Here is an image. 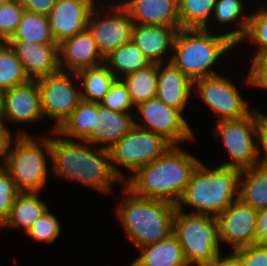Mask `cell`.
I'll return each mask as SVG.
<instances>
[{
	"label": "cell",
	"mask_w": 267,
	"mask_h": 266,
	"mask_svg": "<svg viewBox=\"0 0 267 266\" xmlns=\"http://www.w3.org/2000/svg\"><path fill=\"white\" fill-rule=\"evenodd\" d=\"M19 193L9 172L4 167L0 168V228L7 221Z\"/></svg>",
	"instance_id": "obj_38"
},
{
	"label": "cell",
	"mask_w": 267,
	"mask_h": 266,
	"mask_svg": "<svg viewBox=\"0 0 267 266\" xmlns=\"http://www.w3.org/2000/svg\"><path fill=\"white\" fill-rule=\"evenodd\" d=\"M122 188V199L115 206V214L137 249L162 241L173 233L176 205L139 197L124 184Z\"/></svg>",
	"instance_id": "obj_4"
},
{
	"label": "cell",
	"mask_w": 267,
	"mask_h": 266,
	"mask_svg": "<svg viewBox=\"0 0 267 266\" xmlns=\"http://www.w3.org/2000/svg\"><path fill=\"white\" fill-rule=\"evenodd\" d=\"M40 192H20L15 198L7 221L0 228H16L26 233L34 222L48 210L47 203L39 198Z\"/></svg>",
	"instance_id": "obj_23"
},
{
	"label": "cell",
	"mask_w": 267,
	"mask_h": 266,
	"mask_svg": "<svg viewBox=\"0 0 267 266\" xmlns=\"http://www.w3.org/2000/svg\"><path fill=\"white\" fill-rule=\"evenodd\" d=\"M215 3L216 0H178L180 28L208 29Z\"/></svg>",
	"instance_id": "obj_32"
},
{
	"label": "cell",
	"mask_w": 267,
	"mask_h": 266,
	"mask_svg": "<svg viewBox=\"0 0 267 266\" xmlns=\"http://www.w3.org/2000/svg\"><path fill=\"white\" fill-rule=\"evenodd\" d=\"M100 104L115 112L130 113L131 111L132 113V111H135V106L131 101L128 88L121 79L115 81Z\"/></svg>",
	"instance_id": "obj_37"
},
{
	"label": "cell",
	"mask_w": 267,
	"mask_h": 266,
	"mask_svg": "<svg viewBox=\"0 0 267 266\" xmlns=\"http://www.w3.org/2000/svg\"><path fill=\"white\" fill-rule=\"evenodd\" d=\"M138 249L140 255L135 259L142 266H189L180 242L173 233L162 241Z\"/></svg>",
	"instance_id": "obj_24"
},
{
	"label": "cell",
	"mask_w": 267,
	"mask_h": 266,
	"mask_svg": "<svg viewBox=\"0 0 267 266\" xmlns=\"http://www.w3.org/2000/svg\"><path fill=\"white\" fill-rule=\"evenodd\" d=\"M104 64L117 79H122L125 75L143 69L152 63L131 39L107 55Z\"/></svg>",
	"instance_id": "obj_27"
},
{
	"label": "cell",
	"mask_w": 267,
	"mask_h": 266,
	"mask_svg": "<svg viewBox=\"0 0 267 266\" xmlns=\"http://www.w3.org/2000/svg\"><path fill=\"white\" fill-rule=\"evenodd\" d=\"M104 2L108 3L103 0L94 6L88 19L87 29L96 42L101 55L105 58L112 51L131 40L134 23L128 11L119 2L114 3L113 1L108 8Z\"/></svg>",
	"instance_id": "obj_12"
},
{
	"label": "cell",
	"mask_w": 267,
	"mask_h": 266,
	"mask_svg": "<svg viewBox=\"0 0 267 266\" xmlns=\"http://www.w3.org/2000/svg\"><path fill=\"white\" fill-rule=\"evenodd\" d=\"M244 177V178H243ZM239 199L255 210L267 208V167L257 164L241 171Z\"/></svg>",
	"instance_id": "obj_25"
},
{
	"label": "cell",
	"mask_w": 267,
	"mask_h": 266,
	"mask_svg": "<svg viewBox=\"0 0 267 266\" xmlns=\"http://www.w3.org/2000/svg\"><path fill=\"white\" fill-rule=\"evenodd\" d=\"M200 162L181 145H172L157 160L127 177L124 185L139 197L176 205Z\"/></svg>",
	"instance_id": "obj_2"
},
{
	"label": "cell",
	"mask_w": 267,
	"mask_h": 266,
	"mask_svg": "<svg viewBox=\"0 0 267 266\" xmlns=\"http://www.w3.org/2000/svg\"><path fill=\"white\" fill-rule=\"evenodd\" d=\"M193 92L212 110L215 122L240 119L254 110L242 98L235 82L220 74L194 81Z\"/></svg>",
	"instance_id": "obj_11"
},
{
	"label": "cell",
	"mask_w": 267,
	"mask_h": 266,
	"mask_svg": "<svg viewBox=\"0 0 267 266\" xmlns=\"http://www.w3.org/2000/svg\"><path fill=\"white\" fill-rule=\"evenodd\" d=\"M77 81L76 72L62 70L37 79L43 117L55 122L52 131H57L62 126L81 101Z\"/></svg>",
	"instance_id": "obj_10"
},
{
	"label": "cell",
	"mask_w": 267,
	"mask_h": 266,
	"mask_svg": "<svg viewBox=\"0 0 267 266\" xmlns=\"http://www.w3.org/2000/svg\"><path fill=\"white\" fill-rule=\"evenodd\" d=\"M7 43L22 62L30 80H37L60 70L57 43H29L21 40H8Z\"/></svg>",
	"instance_id": "obj_17"
},
{
	"label": "cell",
	"mask_w": 267,
	"mask_h": 266,
	"mask_svg": "<svg viewBox=\"0 0 267 266\" xmlns=\"http://www.w3.org/2000/svg\"><path fill=\"white\" fill-rule=\"evenodd\" d=\"M58 53L62 71L77 72L102 65L105 61L88 29L59 43Z\"/></svg>",
	"instance_id": "obj_18"
},
{
	"label": "cell",
	"mask_w": 267,
	"mask_h": 266,
	"mask_svg": "<svg viewBox=\"0 0 267 266\" xmlns=\"http://www.w3.org/2000/svg\"><path fill=\"white\" fill-rule=\"evenodd\" d=\"M29 80L13 49L7 42H0V91H7Z\"/></svg>",
	"instance_id": "obj_33"
},
{
	"label": "cell",
	"mask_w": 267,
	"mask_h": 266,
	"mask_svg": "<svg viewBox=\"0 0 267 266\" xmlns=\"http://www.w3.org/2000/svg\"><path fill=\"white\" fill-rule=\"evenodd\" d=\"M156 97L182 113L193 96V82L171 61L157 64Z\"/></svg>",
	"instance_id": "obj_20"
},
{
	"label": "cell",
	"mask_w": 267,
	"mask_h": 266,
	"mask_svg": "<svg viewBox=\"0 0 267 266\" xmlns=\"http://www.w3.org/2000/svg\"><path fill=\"white\" fill-rule=\"evenodd\" d=\"M134 126V113H120L98 103L95 126L84 140L94 146L109 150ZM99 144V145H98Z\"/></svg>",
	"instance_id": "obj_21"
},
{
	"label": "cell",
	"mask_w": 267,
	"mask_h": 266,
	"mask_svg": "<svg viewBox=\"0 0 267 266\" xmlns=\"http://www.w3.org/2000/svg\"><path fill=\"white\" fill-rule=\"evenodd\" d=\"M252 59L245 83L255 89L267 91V55L253 56Z\"/></svg>",
	"instance_id": "obj_39"
},
{
	"label": "cell",
	"mask_w": 267,
	"mask_h": 266,
	"mask_svg": "<svg viewBox=\"0 0 267 266\" xmlns=\"http://www.w3.org/2000/svg\"><path fill=\"white\" fill-rule=\"evenodd\" d=\"M25 10L48 16L57 0H20Z\"/></svg>",
	"instance_id": "obj_42"
},
{
	"label": "cell",
	"mask_w": 267,
	"mask_h": 266,
	"mask_svg": "<svg viewBox=\"0 0 267 266\" xmlns=\"http://www.w3.org/2000/svg\"><path fill=\"white\" fill-rule=\"evenodd\" d=\"M97 0H57L48 15L51 33L57 44L87 29Z\"/></svg>",
	"instance_id": "obj_16"
},
{
	"label": "cell",
	"mask_w": 267,
	"mask_h": 266,
	"mask_svg": "<svg viewBox=\"0 0 267 266\" xmlns=\"http://www.w3.org/2000/svg\"><path fill=\"white\" fill-rule=\"evenodd\" d=\"M50 131V172L54 176L80 183L103 195H111L117 183L123 185L113 171L109 150Z\"/></svg>",
	"instance_id": "obj_1"
},
{
	"label": "cell",
	"mask_w": 267,
	"mask_h": 266,
	"mask_svg": "<svg viewBox=\"0 0 267 266\" xmlns=\"http://www.w3.org/2000/svg\"><path fill=\"white\" fill-rule=\"evenodd\" d=\"M259 123L260 110L257 109L240 119L215 122L212 134L215 140L222 141L231 158L218 164L237 167L241 171L259 164L256 145Z\"/></svg>",
	"instance_id": "obj_9"
},
{
	"label": "cell",
	"mask_w": 267,
	"mask_h": 266,
	"mask_svg": "<svg viewBox=\"0 0 267 266\" xmlns=\"http://www.w3.org/2000/svg\"><path fill=\"white\" fill-rule=\"evenodd\" d=\"M133 23L180 26L178 0H119Z\"/></svg>",
	"instance_id": "obj_22"
},
{
	"label": "cell",
	"mask_w": 267,
	"mask_h": 266,
	"mask_svg": "<svg viewBox=\"0 0 267 266\" xmlns=\"http://www.w3.org/2000/svg\"><path fill=\"white\" fill-rule=\"evenodd\" d=\"M139 113L141 117H137ZM183 115L155 97L135 107L134 119L138 121L135 119L134 125L163 136L172 145H181L184 140L196 141L191 125Z\"/></svg>",
	"instance_id": "obj_13"
},
{
	"label": "cell",
	"mask_w": 267,
	"mask_h": 266,
	"mask_svg": "<svg viewBox=\"0 0 267 266\" xmlns=\"http://www.w3.org/2000/svg\"><path fill=\"white\" fill-rule=\"evenodd\" d=\"M11 134L0 126V168L4 167L6 147Z\"/></svg>",
	"instance_id": "obj_45"
},
{
	"label": "cell",
	"mask_w": 267,
	"mask_h": 266,
	"mask_svg": "<svg viewBox=\"0 0 267 266\" xmlns=\"http://www.w3.org/2000/svg\"><path fill=\"white\" fill-rule=\"evenodd\" d=\"M180 29V26L134 23L131 39L151 63L161 64L171 60L172 53L170 52H173L175 38ZM166 55L170 58L169 60L165 58Z\"/></svg>",
	"instance_id": "obj_19"
},
{
	"label": "cell",
	"mask_w": 267,
	"mask_h": 266,
	"mask_svg": "<svg viewBox=\"0 0 267 266\" xmlns=\"http://www.w3.org/2000/svg\"><path fill=\"white\" fill-rule=\"evenodd\" d=\"M60 233V221L49 209L41 218L34 222L26 232V235L37 242L51 244L60 236Z\"/></svg>",
	"instance_id": "obj_35"
},
{
	"label": "cell",
	"mask_w": 267,
	"mask_h": 266,
	"mask_svg": "<svg viewBox=\"0 0 267 266\" xmlns=\"http://www.w3.org/2000/svg\"><path fill=\"white\" fill-rule=\"evenodd\" d=\"M230 251L227 255L220 253L214 261L203 266H243L241 258L234 251Z\"/></svg>",
	"instance_id": "obj_43"
},
{
	"label": "cell",
	"mask_w": 267,
	"mask_h": 266,
	"mask_svg": "<svg viewBox=\"0 0 267 266\" xmlns=\"http://www.w3.org/2000/svg\"><path fill=\"white\" fill-rule=\"evenodd\" d=\"M14 0H0V5L4 4V3H8V2H12Z\"/></svg>",
	"instance_id": "obj_49"
},
{
	"label": "cell",
	"mask_w": 267,
	"mask_h": 266,
	"mask_svg": "<svg viewBox=\"0 0 267 266\" xmlns=\"http://www.w3.org/2000/svg\"><path fill=\"white\" fill-rule=\"evenodd\" d=\"M267 234V208L257 210L256 244Z\"/></svg>",
	"instance_id": "obj_44"
},
{
	"label": "cell",
	"mask_w": 267,
	"mask_h": 266,
	"mask_svg": "<svg viewBox=\"0 0 267 266\" xmlns=\"http://www.w3.org/2000/svg\"><path fill=\"white\" fill-rule=\"evenodd\" d=\"M241 170L237 167L204 165L200 162L194 170L176 208H192L194 214L217 217L234 201L239 199V178Z\"/></svg>",
	"instance_id": "obj_3"
},
{
	"label": "cell",
	"mask_w": 267,
	"mask_h": 266,
	"mask_svg": "<svg viewBox=\"0 0 267 266\" xmlns=\"http://www.w3.org/2000/svg\"><path fill=\"white\" fill-rule=\"evenodd\" d=\"M129 266H142L136 259H134Z\"/></svg>",
	"instance_id": "obj_48"
},
{
	"label": "cell",
	"mask_w": 267,
	"mask_h": 266,
	"mask_svg": "<svg viewBox=\"0 0 267 266\" xmlns=\"http://www.w3.org/2000/svg\"><path fill=\"white\" fill-rule=\"evenodd\" d=\"M76 74L81 100L93 103H100L117 80L105 64L79 70Z\"/></svg>",
	"instance_id": "obj_26"
},
{
	"label": "cell",
	"mask_w": 267,
	"mask_h": 266,
	"mask_svg": "<svg viewBox=\"0 0 267 266\" xmlns=\"http://www.w3.org/2000/svg\"><path fill=\"white\" fill-rule=\"evenodd\" d=\"M173 234L177 237L189 266H203L221 253L220 231L216 217L185 213L175 209Z\"/></svg>",
	"instance_id": "obj_7"
},
{
	"label": "cell",
	"mask_w": 267,
	"mask_h": 266,
	"mask_svg": "<svg viewBox=\"0 0 267 266\" xmlns=\"http://www.w3.org/2000/svg\"><path fill=\"white\" fill-rule=\"evenodd\" d=\"M234 252L241 258L243 266H267V249L259 243L239 248Z\"/></svg>",
	"instance_id": "obj_40"
},
{
	"label": "cell",
	"mask_w": 267,
	"mask_h": 266,
	"mask_svg": "<svg viewBox=\"0 0 267 266\" xmlns=\"http://www.w3.org/2000/svg\"><path fill=\"white\" fill-rule=\"evenodd\" d=\"M171 146L163 136L134 125L109 149L113 171L124 184L127 178L120 167L130 171L132 177L141 167L157 160Z\"/></svg>",
	"instance_id": "obj_8"
},
{
	"label": "cell",
	"mask_w": 267,
	"mask_h": 266,
	"mask_svg": "<svg viewBox=\"0 0 267 266\" xmlns=\"http://www.w3.org/2000/svg\"><path fill=\"white\" fill-rule=\"evenodd\" d=\"M258 243L267 249V234Z\"/></svg>",
	"instance_id": "obj_47"
},
{
	"label": "cell",
	"mask_w": 267,
	"mask_h": 266,
	"mask_svg": "<svg viewBox=\"0 0 267 266\" xmlns=\"http://www.w3.org/2000/svg\"><path fill=\"white\" fill-rule=\"evenodd\" d=\"M127 86L132 103L138 104L156 97L157 92V64L151 65L125 75L122 79Z\"/></svg>",
	"instance_id": "obj_29"
},
{
	"label": "cell",
	"mask_w": 267,
	"mask_h": 266,
	"mask_svg": "<svg viewBox=\"0 0 267 266\" xmlns=\"http://www.w3.org/2000/svg\"><path fill=\"white\" fill-rule=\"evenodd\" d=\"M254 12L250 14L246 34L238 44L249 40V43L256 45L254 56L258 57L267 55V8L262 7Z\"/></svg>",
	"instance_id": "obj_34"
},
{
	"label": "cell",
	"mask_w": 267,
	"mask_h": 266,
	"mask_svg": "<svg viewBox=\"0 0 267 266\" xmlns=\"http://www.w3.org/2000/svg\"><path fill=\"white\" fill-rule=\"evenodd\" d=\"M9 40L31 43H56L51 33L48 16L25 10L20 23Z\"/></svg>",
	"instance_id": "obj_31"
},
{
	"label": "cell",
	"mask_w": 267,
	"mask_h": 266,
	"mask_svg": "<svg viewBox=\"0 0 267 266\" xmlns=\"http://www.w3.org/2000/svg\"><path fill=\"white\" fill-rule=\"evenodd\" d=\"M51 162L50 136L33 138L19 129L8 140L4 168L20 192H41L47 185Z\"/></svg>",
	"instance_id": "obj_6"
},
{
	"label": "cell",
	"mask_w": 267,
	"mask_h": 266,
	"mask_svg": "<svg viewBox=\"0 0 267 266\" xmlns=\"http://www.w3.org/2000/svg\"><path fill=\"white\" fill-rule=\"evenodd\" d=\"M96 114L98 103L81 100L57 132L65 138L84 141L95 126Z\"/></svg>",
	"instance_id": "obj_28"
},
{
	"label": "cell",
	"mask_w": 267,
	"mask_h": 266,
	"mask_svg": "<svg viewBox=\"0 0 267 266\" xmlns=\"http://www.w3.org/2000/svg\"><path fill=\"white\" fill-rule=\"evenodd\" d=\"M37 80L15 86L3 92V127L13 134L5 122L29 124L43 119Z\"/></svg>",
	"instance_id": "obj_15"
},
{
	"label": "cell",
	"mask_w": 267,
	"mask_h": 266,
	"mask_svg": "<svg viewBox=\"0 0 267 266\" xmlns=\"http://www.w3.org/2000/svg\"><path fill=\"white\" fill-rule=\"evenodd\" d=\"M0 126H3V91H0Z\"/></svg>",
	"instance_id": "obj_46"
},
{
	"label": "cell",
	"mask_w": 267,
	"mask_h": 266,
	"mask_svg": "<svg viewBox=\"0 0 267 266\" xmlns=\"http://www.w3.org/2000/svg\"><path fill=\"white\" fill-rule=\"evenodd\" d=\"M216 218L221 243L232 246L233 251L256 244L257 210L238 199Z\"/></svg>",
	"instance_id": "obj_14"
},
{
	"label": "cell",
	"mask_w": 267,
	"mask_h": 266,
	"mask_svg": "<svg viewBox=\"0 0 267 266\" xmlns=\"http://www.w3.org/2000/svg\"><path fill=\"white\" fill-rule=\"evenodd\" d=\"M244 7V2L242 0H216L215 8L211 17L212 19L215 18L220 25L237 23L236 26H238V29L235 28V30H229L230 32L225 33L237 45L245 36L250 19V14L243 16V12H246Z\"/></svg>",
	"instance_id": "obj_30"
},
{
	"label": "cell",
	"mask_w": 267,
	"mask_h": 266,
	"mask_svg": "<svg viewBox=\"0 0 267 266\" xmlns=\"http://www.w3.org/2000/svg\"><path fill=\"white\" fill-rule=\"evenodd\" d=\"M256 140L259 164L267 167V114L262 113V111H260V123L257 128Z\"/></svg>",
	"instance_id": "obj_41"
},
{
	"label": "cell",
	"mask_w": 267,
	"mask_h": 266,
	"mask_svg": "<svg viewBox=\"0 0 267 266\" xmlns=\"http://www.w3.org/2000/svg\"><path fill=\"white\" fill-rule=\"evenodd\" d=\"M24 11L20 0L0 5V42H7L12 37Z\"/></svg>",
	"instance_id": "obj_36"
},
{
	"label": "cell",
	"mask_w": 267,
	"mask_h": 266,
	"mask_svg": "<svg viewBox=\"0 0 267 266\" xmlns=\"http://www.w3.org/2000/svg\"><path fill=\"white\" fill-rule=\"evenodd\" d=\"M213 34V35H212ZM220 34V35H219ZM237 44L210 29H180L176 35L171 62L192 82L220 74L213 66Z\"/></svg>",
	"instance_id": "obj_5"
}]
</instances>
